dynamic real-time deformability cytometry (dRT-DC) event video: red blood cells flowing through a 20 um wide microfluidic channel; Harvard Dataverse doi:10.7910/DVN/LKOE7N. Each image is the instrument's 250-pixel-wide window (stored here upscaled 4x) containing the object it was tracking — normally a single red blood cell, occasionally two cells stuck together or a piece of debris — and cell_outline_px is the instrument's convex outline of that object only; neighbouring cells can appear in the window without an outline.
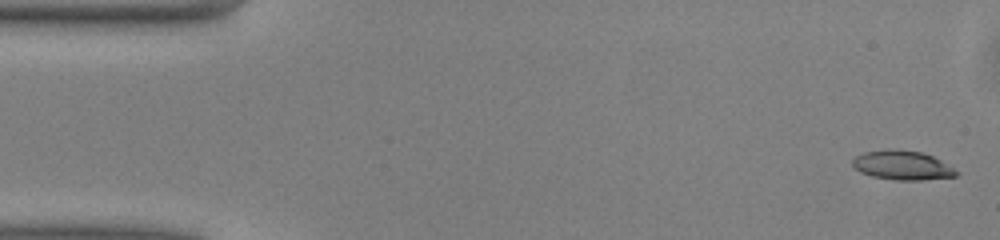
{"species": "common noctule bat (a hibernating species)", "species_latin": "Nyctalus noctula", "temperature_condition": "warm", "stored_images_in_passage": 49, "camera_frame_rate_fps": 3000, "um_per_image_px": 0.085, "animal": {"sex": "male", "body_mass_g": 13.0, "forearm_length_mm": 53.1}, "frame": {"image": 1, "passage_image": 1, "time_ms": 0.0, "image_size_px": [1000, 240], "cell_outline_px": [[960, 172], [956, 176], [920, 180], [896, 180], [872, 176], [860, 172], [852, 164], [852, 160], [856, 156], [864, 152], [888, 148], [892, 148], [920, 152], [932, 156], [940, 160]], "centroid_in_image_um": [76.68, 14.04], "position_along_channel_um": 8.3, "area_um2": 17.63}}
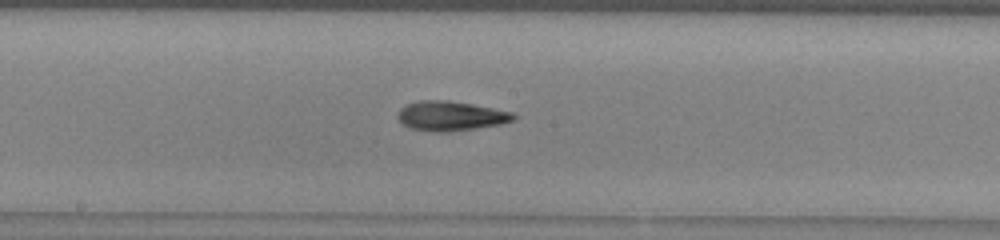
{"frame": {"image": 2, "passage_image": 25, "time_ms": 8.0, "image_size_px": [1000, 240], "cell_outline_px": [[516, 120], [500, 124], [448, 132], [436, 132], [408, 128], [396, 116], [400, 108], [408, 104], [420, 100], [448, 100], [472, 104], [512, 112], [516, 116]], "centroid_in_image_um": [38.3, 9.85], "position_along_channel_um": 209.9, "area_um2": 19.88}}
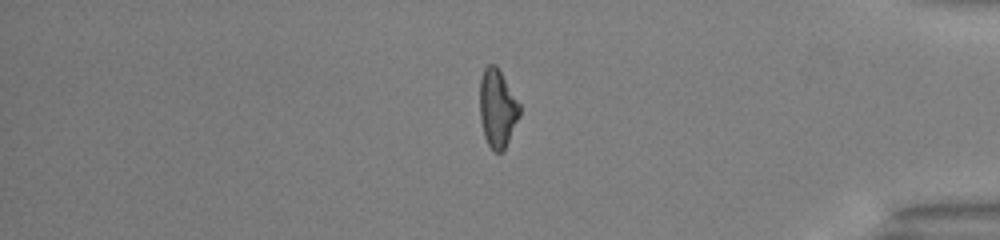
{"frame": {"image": 3, "passage_image": 41, "time_ms": 13.333, "image_size_px": [1000, 240], "cell_outline_px": [[520, 116], [504, 148], [500, 152], [496, 152], [488, 144], [484, 136], [480, 120], [480, 80], [484, 68], [488, 64], [496, 64], [520, 104]], "centroid_in_image_um": [42.27, 9.18], "position_along_channel_um": 392.9, "area_um2": 17.98}, "authors_computed_cell_mechanics": {"area_um2": 18.6694, "velocity_mm_per_s": 4.0857, "shape_relaxation_time_tau1_ms": 9.224, "shape_relaxation_time_tau2_ms": 4.7118, "deformation_change_tau1": 0.227, "deformation_change_tau2": 0.1656}}